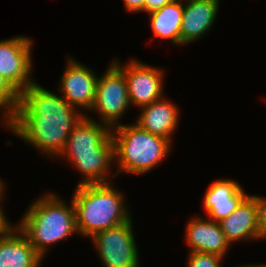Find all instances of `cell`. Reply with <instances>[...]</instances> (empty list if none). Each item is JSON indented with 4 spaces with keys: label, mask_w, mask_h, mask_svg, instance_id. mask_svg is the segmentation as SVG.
I'll list each match as a JSON object with an SVG mask.
<instances>
[{
    "label": "cell",
    "mask_w": 266,
    "mask_h": 267,
    "mask_svg": "<svg viewBox=\"0 0 266 267\" xmlns=\"http://www.w3.org/2000/svg\"><path fill=\"white\" fill-rule=\"evenodd\" d=\"M82 117L62 96L34 83L20 93L15 116L8 126L16 136L51 156H57Z\"/></svg>",
    "instance_id": "cell-1"
},
{
    "label": "cell",
    "mask_w": 266,
    "mask_h": 267,
    "mask_svg": "<svg viewBox=\"0 0 266 267\" xmlns=\"http://www.w3.org/2000/svg\"><path fill=\"white\" fill-rule=\"evenodd\" d=\"M83 116L69 134L60 154L68 156L85 179L79 184L106 182V172L113 161L114 143L112 130Z\"/></svg>",
    "instance_id": "cell-2"
},
{
    "label": "cell",
    "mask_w": 266,
    "mask_h": 267,
    "mask_svg": "<svg viewBox=\"0 0 266 267\" xmlns=\"http://www.w3.org/2000/svg\"><path fill=\"white\" fill-rule=\"evenodd\" d=\"M123 195L109 183L79 184L73 196L77 233L92 237L130 218Z\"/></svg>",
    "instance_id": "cell-3"
},
{
    "label": "cell",
    "mask_w": 266,
    "mask_h": 267,
    "mask_svg": "<svg viewBox=\"0 0 266 267\" xmlns=\"http://www.w3.org/2000/svg\"><path fill=\"white\" fill-rule=\"evenodd\" d=\"M19 229L42 256L49 244L65 239L77 231L75 207L71 208L54 194L39 199L21 219Z\"/></svg>",
    "instance_id": "cell-4"
},
{
    "label": "cell",
    "mask_w": 266,
    "mask_h": 267,
    "mask_svg": "<svg viewBox=\"0 0 266 267\" xmlns=\"http://www.w3.org/2000/svg\"><path fill=\"white\" fill-rule=\"evenodd\" d=\"M112 135L114 156L120 170L135 174L146 173L163 160L170 148L168 139L149 133L137 125L116 126Z\"/></svg>",
    "instance_id": "cell-5"
},
{
    "label": "cell",
    "mask_w": 266,
    "mask_h": 267,
    "mask_svg": "<svg viewBox=\"0 0 266 267\" xmlns=\"http://www.w3.org/2000/svg\"><path fill=\"white\" fill-rule=\"evenodd\" d=\"M105 267H138V251L129 219L92 236Z\"/></svg>",
    "instance_id": "cell-6"
},
{
    "label": "cell",
    "mask_w": 266,
    "mask_h": 267,
    "mask_svg": "<svg viewBox=\"0 0 266 267\" xmlns=\"http://www.w3.org/2000/svg\"><path fill=\"white\" fill-rule=\"evenodd\" d=\"M126 78L123 72L113 63L96 85V94L92 109L98 110L105 126L112 129L129 106Z\"/></svg>",
    "instance_id": "cell-7"
},
{
    "label": "cell",
    "mask_w": 266,
    "mask_h": 267,
    "mask_svg": "<svg viewBox=\"0 0 266 267\" xmlns=\"http://www.w3.org/2000/svg\"><path fill=\"white\" fill-rule=\"evenodd\" d=\"M31 40L16 37L0 42V75L19 93L35 82L31 81Z\"/></svg>",
    "instance_id": "cell-8"
},
{
    "label": "cell",
    "mask_w": 266,
    "mask_h": 267,
    "mask_svg": "<svg viewBox=\"0 0 266 267\" xmlns=\"http://www.w3.org/2000/svg\"><path fill=\"white\" fill-rule=\"evenodd\" d=\"M126 78L130 103L143 107L157 101L162 96V70H158L137 61L123 67L114 63Z\"/></svg>",
    "instance_id": "cell-9"
},
{
    "label": "cell",
    "mask_w": 266,
    "mask_h": 267,
    "mask_svg": "<svg viewBox=\"0 0 266 267\" xmlns=\"http://www.w3.org/2000/svg\"><path fill=\"white\" fill-rule=\"evenodd\" d=\"M63 98L72 106L92 109L96 94L97 76L90 69L70 60L62 76Z\"/></svg>",
    "instance_id": "cell-10"
},
{
    "label": "cell",
    "mask_w": 266,
    "mask_h": 267,
    "mask_svg": "<svg viewBox=\"0 0 266 267\" xmlns=\"http://www.w3.org/2000/svg\"><path fill=\"white\" fill-rule=\"evenodd\" d=\"M247 197L237 182L222 179L209 186L204 197V207L209 218L219 222L234 212Z\"/></svg>",
    "instance_id": "cell-11"
},
{
    "label": "cell",
    "mask_w": 266,
    "mask_h": 267,
    "mask_svg": "<svg viewBox=\"0 0 266 267\" xmlns=\"http://www.w3.org/2000/svg\"><path fill=\"white\" fill-rule=\"evenodd\" d=\"M219 224L230 243L243 238H260L258 197L248 196L234 212L219 221Z\"/></svg>",
    "instance_id": "cell-12"
},
{
    "label": "cell",
    "mask_w": 266,
    "mask_h": 267,
    "mask_svg": "<svg viewBox=\"0 0 266 267\" xmlns=\"http://www.w3.org/2000/svg\"><path fill=\"white\" fill-rule=\"evenodd\" d=\"M186 236L191 252L215 254L222 258L230 244L219 222L202 220L200 217L189 222Z\"/></svg>",
    "instance_id": "cell-13"
},
{
    "label": "cell",
    "mask_w": 266,
    "mask_h": 267,
    "mask_svg": "<svg viewBox=\"0 0 266 267\" xmlns=\"http://www.w3.org/2000/svg\"><path fill=\"white\" fill-rule=\"evenodd\" d=\"M10 226L0 235V267H38L42 256L31 246L28 238L18 228Z\"/></svg>",
    "instance_id": "cell-14"
},
{
    "label": "cell",
    "mask_w": 266,
    "mask_h": 267,
    "mask_svg": "<svg viewBox=\"0 0 266 267\" xmlns=\"http://www.w3.org/2000/svg\"><path fill=\"white\" fill-rule=\"evenodd\" d=\"M219 0H188L183 7L181 44L198 39L213 25Z\"/></svg>",
    "instance_id": "cell-15"
},
{
    "label": "cell",
    "mask_w": 266,
    "mask_h": 267,
    "mask_svg": "<svg viewBox=\"0 0 266 267\" xmlns=\"http://www.w3.org/2000/svg\"><path fill=\"white\" fill-rule=\"evenodd\" d=\"M177 112V108L172 103L159 99L143 106L137 124L149 133L170 141V134L177 126Z\"/></svg>",
    "instance_id": "cell-16"
},
{
    "label": "cell",
    "mask_w": 266,
    "mask_h": 267,
    "mask_svg": "<svg viewBox=\"0 0 266 267\" xmlns=\"http://www.w3.org/2000/svg\"><path fill=\"white\" fill-rule=\"evenodd\" d=\"M180 0H173L159 10L149 13L154 34L160 38H168L175 44H181V23L183 6Z\"/></svg>",
    "instance_id": "cell-17"
},
{
    "label": "cell",
    "mask_w": 266,
    "mask_h": 267,
    "mask_svg": "<svg viewBox=\"0 0 266 267\" xmlns=\"http://www.w3.org/2000/svg\"><path fill=\"white\" fill-rule=\"evenodd\" d=\"M19 101L20 93L0 75V107L6 109L7 124L14 118Z\"/></svg>",
    "instance_id": "cell-18"
},
{
    "label": "cell",
    "mask_w": 266,
    "mask_h": 267,
    "mask_svg": "<svg viewBox=\"0 0 266 267\" xmlns=\"http://www.w3.org/2000/svg\"><path fill=\"white\" fill-rule=\"evenodd\" d=\"M222 257L201 252H190L188 265L189 267H219V261Z\"/></svg>",
    "instance_id": "cell-19"
},
{
    "label": "cell",
    "mask_w": 266,
    "mask_h": 267,
    "mask_svg": "<svg viewBox=\"0 0 266 267\" xmlns=\"http://www.w3.org/2000/svg\"><path fill=\"white\" fill-rule=\"evenodd\" d=\"M260 238L266 237V200L258 197Z\"/></svg>",
    "instance_id": "cell-20"
},
{
    "label": "cell",
    "mask_w": 266,
    "mask_h": 267,
    "mask_svg": "<svg viewBox=\"0 0 266 267\" xmlns=\"http://www.w3.org/2000/svg\"><path fill=\"white\" fill-rule=\"evenodd\" d=\"M172 1L173 0H145L144 11L148 13L154 12Z\"/></svg>",
    "instance_id": "cell-21"
},
{
    "label": "cell",
    "mask_w": 266,
    "mask_h": 267,
    "mask_svg": "<svg viewBox=\"0 0 266 267\" xmlns=\"http://www.w3.org/2000/svg\"><path fill=\"white\" fill-rule=\"evenodd\" d=\"M125 7L131 11H144L145 0H124Z\"/></svg>",
    "instance_id": "cell-22"
},
{
    "label": "cell",
    "mask_w": 266,
    "mask_h": 267,
    "mask_svg": "<svg viewBox=\"0 0 266 267\" xmlns=\"http://www.w3.org/2000/svg\"><path fill=\"white\" fill-rule=\"evenodd\" d=\"M2 193H3V189H0V197ZM9 227H10V224L7 223L6 219L4 218V214L0 208V235L4 233Z\"/></svg>",
    "instance_id": "cell-23"
},
{
    "label": "cell",
    "mask_w": 266,
    "mask_h": 267,
    "mask_svg": "<svg viewBox=\"0 0 266 267\" xmlns=\"http://www.w3.org/2000/svg\"><path fill=\"white\" fill-rule=\"evenodd\" d=\"M243 267H266V265H259V266H243Z\"/></svg>",
    "instance_id": "cell-24"
},
{
    "label": "cell",
    "mask_w": 266,
    "mask_h": 267,
    "mask_svg": "<svg viewBox=\"0 0 266 267\" xmlns=\"http://www.w3.org/2000/svg\"><path fill=\"white\" fill-rule=\"evenodd\" d=\"M0 189H4L3 188V182L0 180Z\"/></svg>",
    "instance_id": "cell-25"
}]
</instances>
